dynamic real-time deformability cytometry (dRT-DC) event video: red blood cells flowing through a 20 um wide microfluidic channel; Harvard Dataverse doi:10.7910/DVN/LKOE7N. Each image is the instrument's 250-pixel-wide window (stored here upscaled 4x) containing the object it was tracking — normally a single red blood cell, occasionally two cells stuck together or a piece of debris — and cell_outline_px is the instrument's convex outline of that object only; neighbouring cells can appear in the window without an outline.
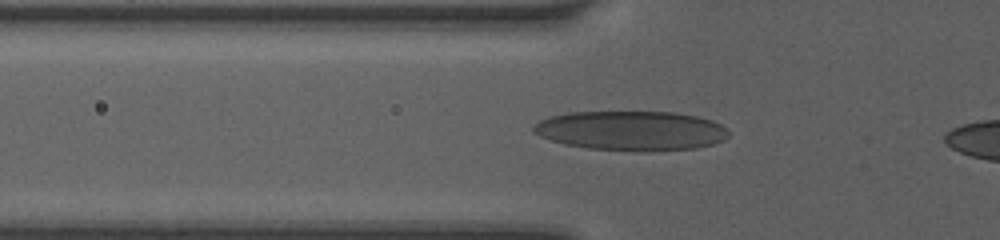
{"species": "human", "species_latin": "Homo sapiens", "temperature_condition": "room temperature", "stored_images_in_passage": 31, "camera_frame_rate_fps": 3000, "um_per_image_px": 0.085, "donor": {"sex": "female"}, "frame": {"image": 1, "passage_image": 3, "time_ms": 0.667, "image_size_px": [1000, 240], "cell_outline_px": [[728, 136], [724, 140], [712, 144], [696, 148], [636, 152], [588, 148], [564, 144], [540, 136], [532, 132], [532, 124], [540, 120], [552, 116], [568, 112], [676, 112], [696, 116], [712, 120], [720, 124], [728, 132]], "centroid_in_image_um": [53.63, 11.11], "position_along_channel_um": 72.2, "area_um2": 45.14}}
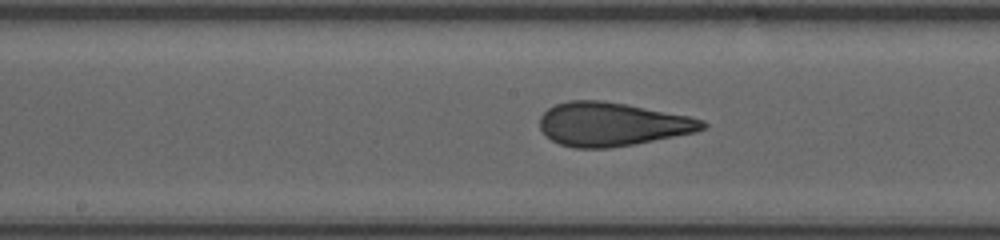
{"frame": {"image": 2, "passage_image": 12, "time_ms": 3.667, "image_size_px": [1000, 240], "cell_outline_px": [[708, 124], [704, 128], [696, 132], [636, 144], [608, 148], [572, 148], [560, 144], [552, 140], [540, 128], [540, 116], [548, 108], [556, 104], [568, 100], [604, 100], [688, 116], [704, 120]], "centroid_in_image_um": [52.02, 10.56], "position_along_channel_um": 196.2, "area_um2": 41.33}}
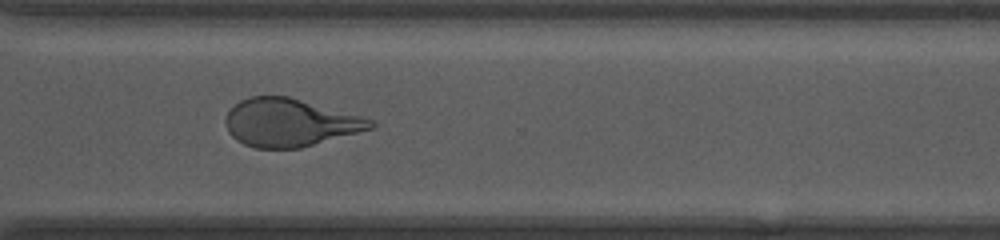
{"frame": {"image": 3, "passage_image": 23, "time_ms": 7.333, "image_size_px": [1000, 240], "cell_outline_px": [[376, 128], [300, 148], [256, 148], [244, 144], [236, 140], [228, 132], [224, 124], [224, 120], [228, 112], [240, 100], [252, 96], [288, 96], [360, 116], [372, 120], [376, 124]], "centroid_in_image_um": [24.62, 10.43], "position_along_channel_um": 346.0, "area_um2": 40.34}, "authors_computed_cell_mechanics": {"area_um2": 41.1536, "velocity_mm_per_s": 4.1076, "shape_relaxation_time_tau1_ms": 5.0779, "shape_relaxation_time_tau2_ms": 0.9607, "deformation_change_tau1": 0.181, "deformation_change_tau2": 0.0853}}